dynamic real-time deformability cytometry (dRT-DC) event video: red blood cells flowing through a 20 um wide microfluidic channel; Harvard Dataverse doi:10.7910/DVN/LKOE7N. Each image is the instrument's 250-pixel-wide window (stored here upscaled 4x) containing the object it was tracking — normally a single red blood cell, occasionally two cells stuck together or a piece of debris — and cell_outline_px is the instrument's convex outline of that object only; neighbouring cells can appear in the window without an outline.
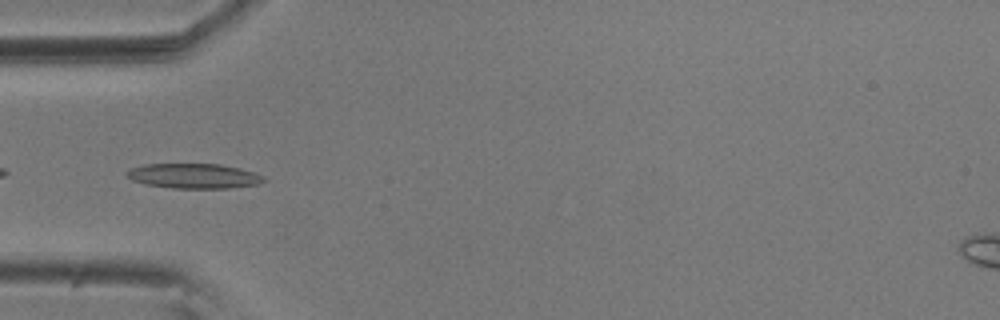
{"species": "common noctule bat (a hibernating species)", "species_latin": "Nyctalus noctula", "temperature_condition": "room temperature", "stored_images_in_passage": 40, "camera_frame_rate_fps": 3000, "um_per_image_px": 0.085, "animal": {"sex": "male", "body_mass_g": 20.5, "forearm_length_mm": 52.5}, "frame": {"image": 1, "passage_image": 2, "time_ms": 0.333, "image_size_px": [1000, 320], "cell_outline_px": [[264, 180], [260, 184], [228, 188], [172, 188], [144, 184], [132, 180], [124, 176], [124, 172], [132, 168], [144, 164], [220, 164], [240, 168], [264, 176]], "centroid_in_image_um": [16.43, 14.96], "position_along_channel_um": 68.6, "area_um2": 19.94}}
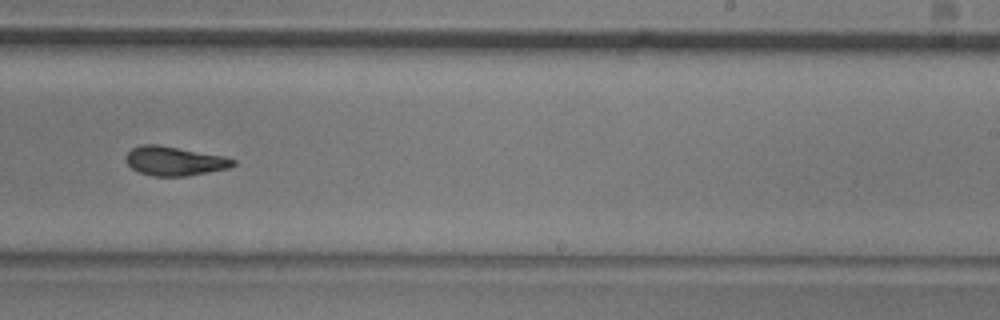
{"frame": {"image": 2, "passage_image": 19, "time_ms": 6.0, "image_size_px": [1000, 320], "cell_outline_px": [[236, 164], [228, 168], [184, 176], [152, 176], [140, 172], [132, 168], [128, 164], [128, 152], [132, 148], [144, 144], [160, 144], [224, 156], [236, 160]], "centroid_in_image_um": [14.86, 13.67], "position_along_channel_um": 274.1, "area_um2": 17.98}}
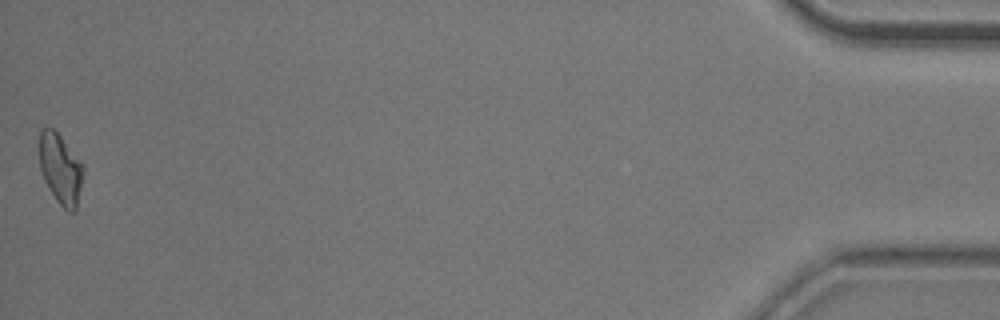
{"frame": {"image": 3, "passage_image": 40, "time_ms": 13.0, "image_size_px": [1000, 320], "cell_outline_px": [[84, 168], [76, 212], [68, 212], [56, 200], [44, 180], [40, 168], [40, 128], [52, 128], [60, 136], [84, 164]], "centroid_in_image_um": [5.16, 14.38], "position_along_channel_um": 430.0, "area_um2": 17.86}, "authors_computed_cell_mechanics": {"area_um2": 18.0625, "velocity_mm_per_s": 3.6203, "shape_relaxation_time_tau1_ms": 6.2292, "shape_relaxation_time_tau2_ms": 2.2874, "deformation_change_tau1": 0.1679, "deformation_change_tau2": 0.0916}}